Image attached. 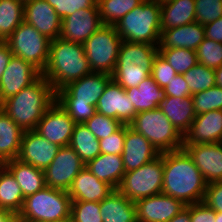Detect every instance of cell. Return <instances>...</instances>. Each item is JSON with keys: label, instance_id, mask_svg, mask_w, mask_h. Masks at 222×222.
<instances>
[{"label": "cell", "instance_id": "cell-1", "mask_svg": "<svg viewBox=\"0 0 222 222\" xmlns=\"http://www.w3.org/2000/svg\"><path fill=\"white\" fill-rule=\"evenodd\" d=\"M162 193L185 205L203 201L207 183L184 149L163 152Z\"/></svg>", "mask_w": 222, "mask_h": 222}, {"label": "cell", "instance_id": "cell-2", "mask_svg": "<svg viewBox=\"0 0 222 222\" xmlns=\"http://www.w3.org/2000/svg\"><path fill=\"white\" fill-rule=\"evenodd\" d=\"M56 101L53 86L42 75L18 94L8 97L0 108L23 130L36 128L43 114Z\"/></svg>", "mask_w": 222, "mask_h": 222}, {"label": "cell", "instance_id": "cell-3", "mask_svg": "<svg viewBox=\"0 0 222 222\" xmlns=\"http://www.w3.org/2000/svg\"><path fill=\"white\" fill-rule=\"evenodd\" d=\"M92 73L84 46L59 38L50 42L48 61L42 76L54 91Z\"/></svg>", "mask_w": 222, "mask_h": 222}, {"label": "cell", "instance_id": "cell-4", "mask_svg": "<svg viewBox=\"0 0 222 222\" xmlns=\"http://www.w3.org/2000/svg\"><path fill=\"white\" fill-rule=\"evenodd\" d=\"M112 76L92 72L56 92V101L76 123H84L96 112V105Z\"/></svg>", "mask_w": 222, "mask_h": 222}, {"label": "cell", "instance_id": "cell-5", "mask_svg": "<svg viewBox=\"0 0 222 222\" xmlns=\"http://www.w3.org/2000/svg\"><path fill=\"white\" fill-rule=\"evenodd\" d=\"M122 41L159 46L161 36L160 4L144 0L115 25Z\"/></svg>", "mask_w": 222, "mask_h": 222}, {"label": "cell", "instance_id": "cell-6", "mask_svg": "<svg viewBox=\"0 0 222 222\" xmlns=\"http://www.w3.org/2000/svg\"><path fill=\"white\" fill-rule=\"evenodd\" d=\"M71 198L67 191L45 186L24 199L19 218L37 222H70Z\"/></svg>", "mask_w": 222, "mask_h": 222}, {"label": "cell", "instance_id": "cell-7", "mask_svg": "<svg viewBox=\"0 0 222 222\" xmlns=\"http://www.w3.org/2000/svg\"><path fill=\"white\" fill-rule=\"evenodd\" d=\"M129 126L160 153L183 149V136L159 108L137 113Z\"/></svg>", "mask_w": 222, "mask_h": 222}, {"label": "cell", "instance_id": "cell-8", "mask_svg": "<svg viewBox=\"0 0 222 222\" xmlns=\"http://www.w3.org/2000/svg\"><path fill=\"white\" fill-rule=\"evenodd\" d=\"M122 43L114 25H103L84 43V50L92 72L112 75Z\"/></svg>", "mask_w": 222, "mask_h": 222}, {"label": "cell", "instance_id": "cell-9", "mask_svg": "<svg viewBox=\"0 0 222 222\" xmlns=\"http://www.w3.org/2000/svg\"><path fill=\"white\" fill-rule=\"evenodd\" d=\"M163 153L140 168L125 172L118 191L132 202L162 193Z\"/></svg>", "mask_w": 222, "mask_h": 222}, {"label": "cell", "instance_id": "cell-10", "mask_svg": "<svg viewBox=\"0 0 222 222\" xmlns=\"http://www.w3.org/2000/svg\"><path fill=\"white\" fill-rule=\"evenodd\" d=\"M13 55L31 63L41 73L48 61L51 40L23 21L5 41Z\"/></svg>", "mask_w": 222, "mask_h": 222}, {"label": "cell", "instance_id": "cell-11", "mask_svg": "<svg viewBox=\"0 0 222 222\" xmlns=\"http://www.w3.org/2000/svg\"><path fill=\"white\" fill-rule=\"evenodd\" d=\"M83 168L85 163L70 146L60 147L56 157L44 170L45 184L47 187L68 191Z\"/></svg>", "mask_w": 222, "mask_h": 222}, {"label": "cell", "instance_id": "cell-12", "mask_svg": "<svg viewBox=\"0 0 222 222\" xmlns=\"http://www.w3.org/2000/svg\"><path fill=\"white\" fill-rule=\"evenodd\" d=\"M76 122L55 101L37 123L36 131L49 142L60 147L69 146Z\"/></svg>", "mask_w": 222, "mask_h": 222}, {"label": "cell", "instance_id": "cell-13", "mask_svg": "<svg viewBox=\"0 0 222 222\" xmlns=\"http://www.w3.org/2000/svg\"><path fill=\"white\" fill-rule=\"evenodd\" d=\"M96 111L129 125L137 114L134 105L126 95L125 89L111 79L98 100Z\"/></svg>", "mask_w": 222, "mask_h": 222}, {"label": "cell", "instance_id": "cell-14", "mask_svg": "<svg viewBox=\"0 0 222 222\" xmlns=\"http://www.w3.org/2000/svg\"><path fill=\"white\" fill-rule=\"evenodd\" d=\"M42 73L31 63L13 55L0 82V104L34 83Z\"/></svg>", "mask_w": 222, "mask_h": 222}, {"label": "cell", "instance_id": "cell-15", "mask_svg": "<svg viewBox=\"0 0 222 222\" xmlns=\"http://www.w3.org/2000/svg\"><path fill=\"white\" fill-rule=\"evenodd\" d=\"M103 26L98 5L80 9L62 19L60 38L83 44L93 33Z\"/></svg>", "mask_w": 222, "mask_h": 222}, {"label": "cell", "instance_id": "cell-16", "mask_svg": "<svg viewBox=\"0 0 222 222\" xmlns=\"http://www.w3.org/2000/svg\"><path fill=\"white\" fill-rule=\"evenodd\" d=\"M59 148L34 130L24 131L17 159L44 171L56 157Z\"/></svg>", "mask_w": 222, "mask_h": 222}, {"label": "cell", "instance_id": "cell-17", "mask_svg": "<svg viewBox=\"0 0 222 222\" xmlns=\"http://www.w3.org/2000/svg\"><path fill=\"white\" fill-rule=\"evenodd\" d=\"M137 222H168L186 205L163 193L135 202Z\"/></svg>", "mask_w": 222, "mask_h": 222}, {"label": "cell", "instance_id": "cell-18", "mask_svg": "<svg viewBox=\"0 0 222 222\" xmlns=\"http://www.w3.org/2000/svg\"><path fill=\"white\" fill-rule=\"evenodd\" d=\"M207 184L222 181V142L183 145Z\"/></svg>", "mask_w": 222, "mask_h": 222}, {"label": "cell", "instance_id": "cell-19", "mask_svg": "<svg viewBox=\"0 0 222 222\" xmlns=\"http://www.w3.org/2000/svg\"><path fill=\"white\" fill-rule=\"evenodd\" d=\"M24 21L51 41L60 37L62 20L46 0L25 2Z\"/></svg>", "mask_w": 222, "mask_h": 222}, {"label": "cell", "instance_id": "cell-20", "mask_svg": "<svg viewBox=\"0 0 222 222\" xmlns=\"http://www.w3.org/2000/svg\"><path fill=\"white\" fill-rule=\"evenodd\" d=\"M160 152L141 133L125 125L122 160L125 172L136 170L160 156Z\"/></svg>", "mask_w": 222, "mask_h": 222}, {"label": "cell", "instance_id": "cell-21", "mask_svg": "<svg viewBox=\"0 0 222 222\" xmlns=\"http://www.w3.org/2000/svg\"><path fill=\"white\" fill-rule=\"evenodd\" d=\"M217 142H222V110L196 115L189 131L183 136V145Z\"/></svg>", "mask_w": 222, "mask_h": 222}, {"label": "cell", "instance_id": "cell-22", "mask_svg": "<svg viewBox=\"0 0 222 222\" xmlns=\"http://www.w3.org/2000/svg\"><path fill=\"white\" fill-rule=\"evenodd\" d=\"M115 189L83 168L74 178L68 194L71 201L101 202Z\"/></svg>", "mask_w": 222, "mask_h": 222}, {"label": "cell", "instance_id": "cell-23", "mask_svg": "<svg viewBox=\"0 0 222 222\" xmlns=\"http://www.w3.org/2000/svg\"><path fill=\"white\" fill-rule=\"evenodd\" d=\"M204 38V25L193 22L163 30L158 48H187L196 51Z\"/></svg>", "mask_w": 222, "mask_h": 222}, {"label": "cell", "instance_id": "cell-24", "mask_svg": "<svg viewBox=\"0 0 222 222\" xmlns=\"http://www.w3.org/2000/svg\"><path fill=\"white\" fill-rule=\"evenodd\" d=\"M159 109L182 136L189 131L196 116L192 96L185 98L164 96Z\"/></svg>", "mask_w": 222, "mask_h": 222}, {"label": "cell", "instance_id": "cell-25", "mask_svg": "<svg viewBox=\"0 0 222 222\" xmlns=\"http://www.w3.org/2000/svg\"><path fill=\"white\" fill-rule=\"evenodd\" d=\"M85 168L114 189H118L125 174L122 155L100 153L95 159L88 161Z\"/></svg>", "mask_w": 222, "mask_h": 222}, {"label": "cell", "instance_id": "cell-26", "mask_svg": "<svg viewBox=\"0 0 222 222\" xmlns=\"http://www.w3.org/2000/svg\"><path fill=\"white\" fill-rule=\"evenodd\" d=\"M103 222H137L135 203L117 189L100 202Z\"/></svg>", "mask_w": 222, "mask_h": 222}, {"label": "cell", "instance_id": "cell-27", "mask_svg": "<svg viewBox=\"0 0 222 222\" xmlns=\"http://www.w3.org/2000/svg\"><path fill=\"white\" fill-rule=\"evenodd\" d=\"M137 113L159 108L164 99V88H161L152 78L146 77L137 87L125 89Z\"/></svg>", "mask_w": 222, "mask_h": 222}, {"label": "cell", "instance_id": "cell-28", "mask_svg": "<svg viewBox=\"0 0 222 222\" xmlns=\"http://www.w3.org/2000/svg\"><path fill=\"white\" fill-rule=\"evenodd\" d=\"M3 165L14 176L25 198L46 186L44 171L37 167L23 163L18 159L7 161Z\"/></svg>", "mask_w": 222, "mask_h": 222}, {"label": "cell", "instance_id": "cell-29", "mask_svg": "<svg viewBox=\"0 0 222 222\" xmlns=\"http://www.w3.org/2000/svg\"><path fill=\"white\" fill-rule=\"evenodd\" d=\"M24 131L0 108V163L17 159Z\"/></svg>", "mask_w": 222, "mask_h": 222}, {"label": "cell", "instance_id": "cell-30", "mask_svg": "<svg viewBox=\"0 0 222 222\" xmlns=\"http://www.w3.org/2000/svg\"><path fill=\"white\" fill-rule=\"evenodd\" d=\"M195 0H175L160 5L161 32L196 22Z\"/></svg>", "mask_w": 222, "mask_h": 222}, {"label": "cell", "instance_id": "cell-31", "mask_svg": "<svg viewBox=\"0 0 222 222\" xmlns=\"http://www.w3.org/2000/svg\"><path fill=\"white\" fill-rule=\"evenodd\" d=\"M158 54V46L122 41L116 65H138L152 68L154 58Z\"/></svg>", "mask_w": 222, "mask_h": 222}, {"label": "cell", "instance_id": "cell-32", "mask_svg": "<svg viewBox=\"0 0 222 222\" xmlns=\"http://www.w3.org/2000/svg\"><path fill=\"white\" fill-rule=\"evenodd\" d=\"M69 146L80 156L85 164L101 153L99 139L84 123H76Z\"/></svg>", "mask_w": 222, "mask_h": 222}, {"label": "cell", "instance_id": "cell-33", "mask_svg": "<svg viewBox=\"0 0 222 222\" xmlns=\"http://www.w3.org/2000/svg\"><path fill=\"white\" fill-rule=\"evenodd\" d=\"M25 197L11 172L2 165L0 167V208L19 213Z\"/></svg>", "mask_w": 222, "mask_h": 222}, {"label": "cell", "instance_id": "cell-34", "mask_svg": "<svg viewBox=\"0 0 222 222\" xmlns=\"http://www.w3.org/2000/svg\"><path fill=\"white\" fill-rule=\"evenodd\" d=\"M23 21L24 2L0 0V41H6Z\"/></svg>", "mask_w": 222, "mask_h": 222}, {"label": "cell", "instance_id": "cell-35", "mask_svg": "<svg viewBox=\"0 0 222 222\" xmlns=\"http://www.w3.org/2000/svg\"><path fill=\"white\" fill-rule=\"evenodd\" d=\"M144 0H97L103 25H115L122 17L142 4Z\"/></svg>", "mask_w": 222, "mask_h": 222}, {"label": "cell", "instance_id": "cell-36", "mask_svg": "<svg viewBox=\"0 0 222 222\" xmlns=\"http://www.w3.org/2000/svg\"><path fill=\"white\" fill-rule=\"evenodd\" d=\"M158 52L177 72L184 74L193 66L198 64L195 50L187 48H158Z\"/></svg>", "mask_w": 222, "mask_h": 222}, {"label": "cell", "instance_id": "cell-37", "mask_svg": "<svg viewBox=\"0 0 222 222\" xmlns=\"http://www.w3.org/2000/svg\"><path fill=\"white\" fill-rule=\"evenodd\" d=\"M191 95L208 90L216 85L215 69L208 68L200 63L183 74Z\"/></svg>", "mask_w": 222, "mask_h": 222}, {"label": "cell", "instance_id": "cell-38", "mask_svg": "<svg viewBox=\"0 0 222 222\" xmlns=\"http://www.w3.org/2000/svg\"><path fill=\"white\" fill-rule=\"evenodd\" d=\"M152 68L138 65H116L112 79L124 89L137 87L146 77L150 76Z\"/></svg>", "mask_w": 222, "mask_h": 222}, {"label": "cell", "instance_id": "cell-39", "mask_svg": "<svg viewBox=\"0 0 222 222\" xmlns=\"http://www.w3.org/2000/svg\"><path fill=\"white\" fill-rule=\"evenodd\" d=\"M192 99L196 115L213 110H222V88L217 85L193 94Z\"/></svg>", "mask_w": 222, "mask_h": 222}, {"label": "cell", "instance_id": "cell-40", "mask_svg": "<svg viewBox=\"0 0 222 222\" xmlns=\"http://www.w3.org/2000/svg\"><path fill=\"white\" fill-rule=\"evenodd\" d=\"M196 53L198 63L212 69L222 66V43L205 37L199 44Z\"/></svg>", "mask_w": 222, "mask_h": 222}, {"label": "cell", "instance_id": "cell-41", "mask_svg": "<svg viewBox=\"0 0 222 222\" xmlns=\"http://www.w3.org/2000/svg\"><path fill=\"white\" fill-rule=\"evenodd\" d=\"M70 222H103L100 202L71 201Z\"/></svg>", "mask_w": 222, "mask_h": 222}, {"label": "cell", "instance_id": "cell-42", "mask_svg": "<svg viewBox=\"0 0 222 222\" xmlns=\"http://www.w3.org/2000/svg\"><path fill=\"white\" fill-rule=\"evenodd\" d=\"M84 124L99 140L112 135L123 125L119 120L97 111Z\"/></svg>", "mask_w": 222, "mask_h": 222}, {"label": "cell", "instance_id": "cell-43", "mask_svg": "<svg viewBox=\"0 0 222 222\" xmlns=\"http://www.w3.org/2000/svg\"><path fill=\"white\" fill-rule=\"evenodd\" d=\"M196 22L209 24L222 17V0H195Z\"/></svg>", "mask_w": 222, "mask_h": 222}, {"label": "cell", "instance_id": "cell-44", "mask_svg": "<svg viewBox=\"0 0 222 222\" xmlns=\"http://www.w3.org/2000/svg\"><path fill=\"white\" fill-rule=\"evenodd\" d=\"M54 9L58 16L62 19L74 14L80 9L94 7L97 0H46Z\"/></svg>", "mask_w": 222, "mask_h": 222}, {"label": "cell", "instance_id": "cell-45", "mask_svg": "<svg viewBox=\"0 0 222 222\" xmlns=\"http://www.w3.org/2000/svg\"><path fill=\"white\" fill-rule=\"evenodd\" d=\"M150 75L161 88H165L169 84V82L177 75V72L158 52V54L154 58Z\"/></svg>", "mask_w": 222, "mask_h": 222}, {"label": "cell", "instance_id": "cell-46", "mask_svg": "<svg viewBox=\"0 0 222 222\" xmlns=\"http://www.w3.org/2000/svg\"><path fill=\"white\" fill-rule=\"evenodd\" d=\"M125 140V124L112 135L100 139V152L102 154L122 155Z\"/></svg>", "mask_w": 222, "mask_h": 222}, {"label": "cell", "instance_id": "cell-47", "mask_svg": "<svg viewBox=\"0 0 222 222\" xmlns=\"http://www.w3.org/2000/svg\"><path fill=\"white\" fill-rule=\"evenodd\" d=\"M202 202L207 207L222 212V181L207 184Z\"/></svg>", "mask_w": 222, "mask_h": 222}, {"label": "cell", "instance_id": "cell-48", "mask_svg": "<svg viewBox=\"0 0 222 222\" xmlns=\"http://www.w3.org/2000/svg\"><path fill=\"white\" fill-rule=\"evenodd\" d=\"M164 96H172L176 98H185L192 96L185 81L183 74H177L169 84L164 88Z\"/></svg>", "mask_w": 222, "mask_h": 222}, {"label": "cell", "instance_id": "cell-49", "mask_svg": "<svg viewBox=\"0 0 222 222\" xmlns=\"http://www.w3.org/2000/svg\"><path fill=\"white\" fill-rule=\"evenodd\" d=\"M216 211L207 207L203 202L190 204L191 222H216Z\"/></svg>", "mask_w": 222, "mask_h": 222}, {"label": "cell", "instance_id": "cell-50", "mask_svg": "<svg viewBox=\"0 0 222 222\" xmlns=\"http://www.w3.org/2000/svg\"><path fill=\"white\" fill-rule=\"evenodd\" d=\"M204 33L207 39L222 43V17L212 23L205 24Z\"/></svg>", "mask_w": 222, "mask_h": 222}, {"label": "cell", "instance_id": "cell-51", "mask_svg": "<svg viewBox=\"0 0 222 222\" xmlns=\"http://www.w3.org/2000/svg\"><path fill=\"white\" fill-rule=\"evenodd\" d=\"M13 56L10 47L5 41H0V82L11 57Z\"/></svg>", "mask_w": 222, "mask_h": 222}, {"label": "cell", "instance_id": "cell-52", "mask_svg": "<svg viewBox=\"0 0 222 222\" xmlns=\"http://www.w3.org/2000/svg\"><path fill=\"white\" fill-rule=\"evenodd\" d=\"M19 215L13 211L0 208V222H18Z\"/></svg>", "mask_w": 222, "mask_h": 222}, {"label": "cell", "instance_id": "cell-53", "mask_svg": "<svg viewBox=\"0 0 222 222\" xmlns=\"http://www.w3.org/2000/svg\"><path fill=\"white\" fill-rule=\"evenodd\" d=\"M168 222H191V219H190V205H186V208H184L180 213L175 215Z\"/></svg>", "mask_w": 222, "mask_h": 222}, {"label": "cell", "instance_id": "cell-54", "mask_svg": "<svg viewBox=\"0 0 222 222\" xmlns=\"http://www.w3.org/2000/svg\"><path fill=\"white\" fill-rule=\"evenodd\" d=\"M216 85L222 88V66L215 69Z\"/></svg>", "mask_w": 222, "mask_h": 222}, {"label": "cell", "instance_id": "cell-55", "mask_svg": "<svg viewBox=\"0 0 222 222\" xmlns=\"http://www.w3.org/2000/svg\"><path fill=\"white\" fill-rule=\"evenodd\" d=\"M215 218H216V222H222V212L216 211Z\"/></svg>", "mask_w": 222, "mask_h": 222}, {"label": "cell", "instance_id": "cell-56", "mask_svg": "<svg viewBox=\"0 0 222 222\" xmlns=\"http://www.w3.org/2000/svg\"><path fill=\"white\" fill-rule=\"evenodd\" d=\"M155 1H157L160 5H165L175 0H155Z\"/></svg>", "mask_w": 222, "mask_h": 222}, {"label": "cell", "instance_id": "cell-57", "mask_svg": "<svg viewBox=\"0 0 222 222\" xmlns=\"http://www.w3.org/2000/svg\"><path fill=\"white\" fill-rule=\"evenodd\" d=\"M18 222H37V221H29V220H26V219L19 218Z\"/></svg>", "mask_w": 222, "mask_h": 222}]
</instances>
